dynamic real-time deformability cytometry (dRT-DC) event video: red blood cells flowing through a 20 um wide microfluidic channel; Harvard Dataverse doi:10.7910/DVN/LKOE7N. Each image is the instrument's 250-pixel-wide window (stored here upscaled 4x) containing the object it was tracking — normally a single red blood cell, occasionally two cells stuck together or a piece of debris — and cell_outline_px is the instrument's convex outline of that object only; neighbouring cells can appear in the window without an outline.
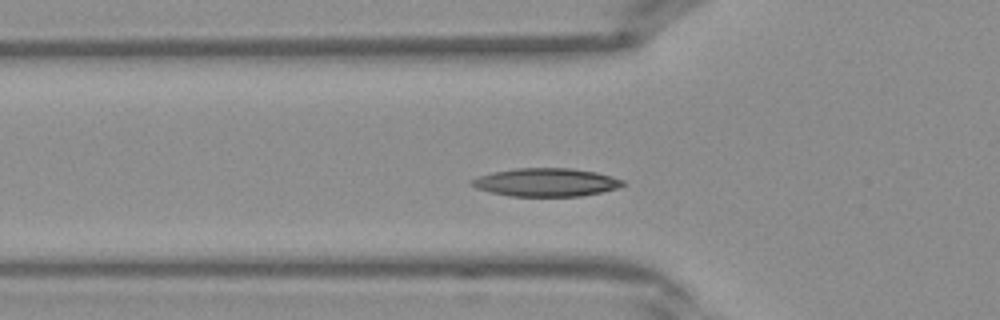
{"species": "Egyptian fruit bat (a non-hibernating species)", "species_latin": "Rousettus aegyptiacus", "temperature_condition": "warm", "stored_images_in_passage": 39, "camera_frame_rate_fps": 3000, "um_per_image_px": 0.085, "frame": {"image": 1, "passage_image": 11, "time_ms": 3.333, "image_size_px": [1000, 320], "cell_outline_px": [[628, 184], [616, 188], [600, 192], [580, 196], [508, 196], [476, 188], [472, 184], [472, 180], [480, 176], [492, 172], [516, 168], [572, 168], [596, 172], [612, 176], [624, 180]], "centroid_in_image_um": [46.46, 15.49], "position_along_channel_um": 79.3, "area_um2": 24.74}}
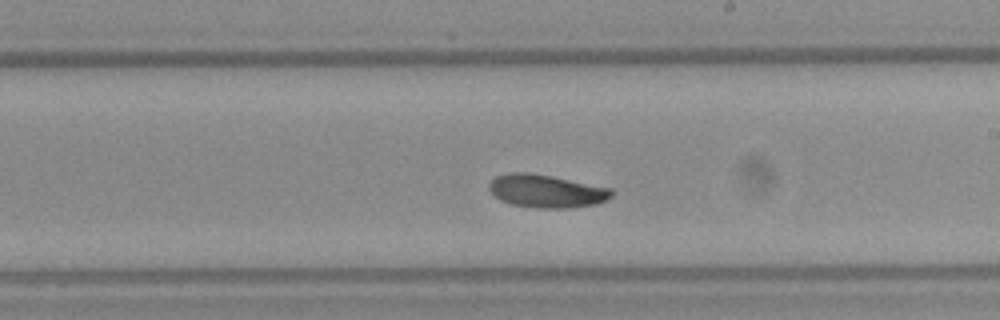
{"frame": {"image": 2, "passage_image": 21, "time_ms": 6.667, "image_size_px": [1000, 320], "cell_outline_px": [[612, 196], [596, 204], [568, 208], [536, 208], [512, 204], [500, 200], [488, 188], [488, 184], [496, 176], [508, 172], [528, 172], [552, 176], [612, 188]], "centroid_in_image_um": [46.42, 16.23], "position_along_channel_um": 242.6, "area_um2": 23.52}}
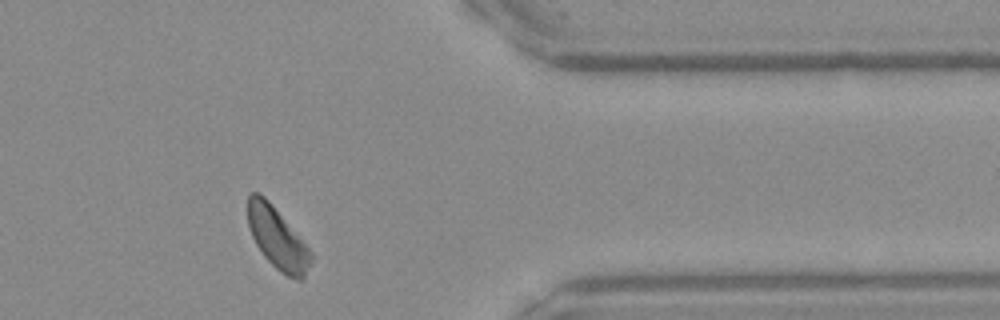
{"frame": {"image": 3, "passage_image": 31, "time_ms": 10.0, "image_size_px": [1000, 320], "cell_outline_px": [[312, 260], [304, 280], [296, 280], [280, 272], [264, 256], [256, 244], [248, 228], [248, 192], [256, 192], [264, 196], [268, 200], [312, 252]], "centroid_in_image_um": [23.58, 20.27], "position_along_channel_um": 387.8, "area_um2": 22.43}}